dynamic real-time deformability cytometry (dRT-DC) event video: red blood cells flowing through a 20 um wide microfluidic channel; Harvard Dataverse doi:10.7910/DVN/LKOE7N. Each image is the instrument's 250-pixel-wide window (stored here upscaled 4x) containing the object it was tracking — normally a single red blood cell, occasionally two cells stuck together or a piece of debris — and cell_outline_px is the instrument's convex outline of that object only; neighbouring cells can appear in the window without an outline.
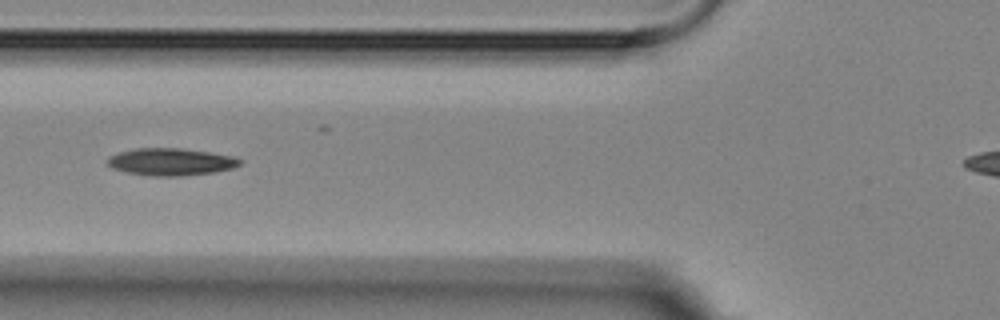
{"species": "Egyptian fruit bat (a non-hibernating species)", "species_latin": "Rousettus aegyptiacus", "temperature_condition": "room temperature", "stored_images_in_passage": 10, "camera_frame_rate_fps": 3000, "um_per_image_px": 0.085, "animal": {"sex": "female"}, "frame": {"image": 1, "passage_image": 2, "time_ms": 1.333, "image_size_px": [1000, 320], "cell_outline_px": [[244, 160], [240, 164], [232, 168], [212, 172], [180, 176], [152, 176], [128, 172], [112, 168], [104, 160], [108, 156], [120, 152], [136, 148], [180, 148], [236, 156]], "centroid_in_image_um": [14.52, 13.75], "position_along_channel_um": 111.3, "area_um2": 21.04}}
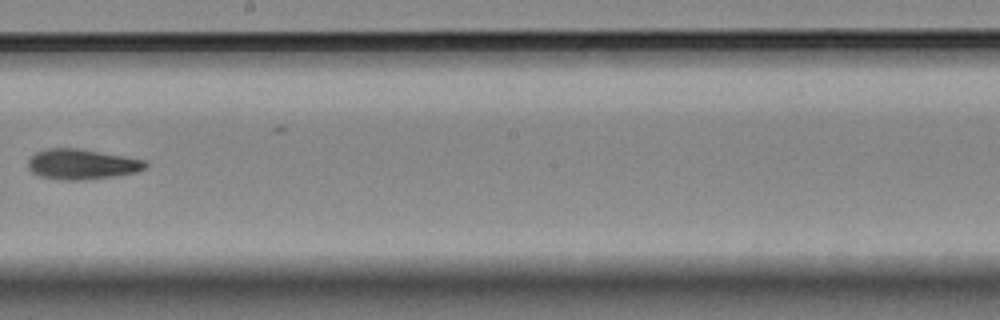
{"frame": {"image": 2, "passage_image": 5, "time_ms": 5.0, "image_size_px": [1000, 320], "cell_outline_px": [[148, 168], [136, 172], [112, 176], [80, 180], [60, 180], [40, 176], [32, 172], [28, 168], [28, 160], [36, 152], [48, 148], [80, 148], [124, 156], [144, 160], [148, 164]], "centroid_in_image_um": [6.95, 13.95], "position_along_channel_um": 241.2, "area_um2": 20.69}}
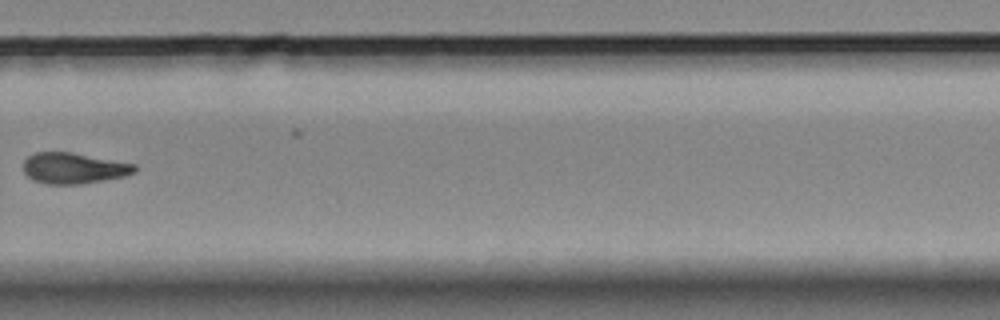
{"frame": {"image": 3, "passage_image": 7, "time_ms": 7.333, "image_size_px": [1000, 320], "cell_outline_px": [[136, 172], [124, 176], [104, 180], [80, 184], [48, 184], [32, 180], [24, 172], [24, 160], [32, 152], [72, 152], [136, 164]], "centroid_in_image_um": [6.25, 14.29], "position_along_channel_um": 323.5, "area_um2": 20.11}}